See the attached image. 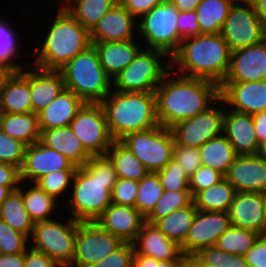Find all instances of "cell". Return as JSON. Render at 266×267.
I'll return each mask as SVG.
<instances>
[{
	"instance_id": "obj_1",
	"label": "cell",
	"mask_w": 266,
	"mask_h": 267,
	"mask_svg": "<svg viewBox=\"0 0 266 267\" xmlns=\"http://www.w3.org/2000/svg\"><path fill=\"white\" fill-rule=\"evenodd\" d=\"M173 69L175 68L171 66L155 89L158 122L166 128L206 111L210 106L216 105L220 98V86L217 83L178 76L175 72L171 73Z\"/></svg>"
},
{
	"instance_id": "obj_2",
	"label": "cell",
	"mask_w": 266,
	"mask_h": 267,
	"mask_svg": "<svg viewBox=\"0 0 266 267\" xmlns=\"http://www.w3.org/2000/svg\"><path fill=\"white\" fill-rule=\"evenodd\" d=\"M117 181L113 163L105 156H92L78 167L67 202L72 218L79 222L95 221L112 203L111 192Z\"/></svg>"
},
{
	"instance_id": "obj_3",
	"label": "cell",
	"mask_w": 266,
	"mask_h": 267,
	"mask_svg": "<svg viewBox=\"0 0 266 267\" xmlns=\"http://www.w3.org/2000/svg\"><path fill=\"white\" fill-rule=\"evenodd\" d=\"M230 59L231 50L221 33H201L181 40L170 65L179 68L172 71L178 75L210 80L220 86L228 74Z\"/></svg>"
},
{
	"instance_id": "obj_4",
	"label": "cell",
	"mask_w": 266,
	"mask_h": 267,
	"mask_svg": "<svg viewBox=\"0 0 266 267\" xmlns=\"http://www.w3.org/2000/svg\"><path fill=\"white\" fill-rule=\"evenodd\" d=\"M114 141L132 132L146 131L159 124L156 95L151 92H111L100 102Z\"/></svg>"
},
{
	"instance_id": "obj_5",
	"label": "cell",
	"mask_w": 266,
	"mask_h": 267,
	"mask_svg": "<svg viewBox=\"0 0 266 267\" xmlns=\"http://www.w3.org/2000/svg\"><path fill=\"white\" fill-rule=\"evenodd\" d=\"M52 24L44 34L41 47L34 51V66L59 70L91 45L90 32L76 21L62 6H58ZM50 25V26H49Z\"/></svg>"
},
{
	"instance_id": "obj_6",
	"label": "cell",
	"mask_w": 266,
	"mask_h": 267,
	"mask_svg": "<svg viewBox=\"0 0 266 267\" xmlns=\"http://www.w3.org/2000/svg\"><path fill=\"white\" fill-rule=\"evenodd\" d=\"M65 89L85 103H100L112 90V79L104 71L97 50L91 45L59 69Z\"/></svg>"
},
{
	"instance_id": "obj_7",
	"label": "cell",
	"mask_w": 266,
	"mask_h": 267,
	"mask_svg": "<svg viewBox=\"0 0 266 267\" xmlns=\"http://www.w3.org/2000/svg\"><path fill=\"white\" fill-rule=\"evenodd\" d=\"M166 57L168 58L160 50L141 49L135 59L113 78L112 89L119 92L155 91L165 74L171 69V65L161 63Z\"/></svg>"
},
{
	"instance_id": "obj_8",
	"label": "cell",
	"mask_w": 266,
	"mask_h": 267,
	"mask_svg": "<svg viewBox=\"0 0 266 267\" xmlns=\"http://www.w3.org/2000/svg\"><path fill=\"white\" fill-rule=\"evenodd\" d=\"M77 220L72 217L65 222L50 219L34 223L30 248L48 255L60 267H69L74 257Z\"/></svg>"
},
{
	"instance_id": "obj_9",
	"label": "cell",
	"mask_w": 266,
	"mask_h": 267,
	"mask_svg": "<svg viewBox=\"0 0 266 267\" xmlns=\"http://www.w3.org/2000/svg\"><path fill=\"white\" fill-rule=\"evenodd\" d=\"M178 10L166 0L137 20L139 37L147 42V49L164 52L170 58L179 49L182 38L177 30Z\"/></svg>"
},
{
	"instance_id": "obj_10",
	"label": "cell",
	"mask_w": 266,
	"mask_h": 267,
	"mask_svg": "<svg viewBox=\"0 0 266 267\" xmlns=\"http://www.w3.org/2000/svg\"><path fill=\"white\" fill-rule=\"evenodd\" d=\"M119 141L137 157L148 172L162 170L173 159L175 139L171 129L162 125L129 133Z\"/></svg>"
},
{
	"instance_id": "obj_11",
	"label": "cell",
	"mask_w": 266,
	"mask_h": 267,
	"mask_svg": "<svg viewBox=\"0 0 266 267\" xmlns=\"http://www.w3.org/2000/svg\"><path fill=\"white\" fill-rule=\"evenodd\" d=\"M221 35L232 52L262 42L266 39V27L253 4L233 3Z\"/></svg>"
},
{
	"instance_id": "obj_12",
	"label": "cell",
	"mask_w": 266,
	"mask_h": 267,
	"mask_svg": "<svg viewBox=\"0 0 266 267\" xmlns=\"http://www.w3.org/2000/svg\"><path fill=\"white\" fill-rule=\"evenodd\" d=\"M70 127L91 156H105L114 141L100 103H85Z\"/></svg>"
},
{
	"instance_id": "obj_13",
	"label": "cell",
	"mask_w": 266,
	"mask_h": 267,
	"mask_svg": "<svg viewBox=\"0 0 266 267\" xmlns=\"http://www.w3.org/2000/svg\"><path fill=\"white\" fill-rule=\"evenodd\" d=\"M123 242L95 221L78 222L74 257L69 267H90L111 254Z\"/></svg>"
},
{
	"instance_id": "obj_14",
	"label": "cell",
	"mask_w": 266,
	"mask_h": 267,
	"mask_svg": "<svg viewBox=\"0 0 266 267\" xmlns=\"http://www.w3.org/2000/svg\"><path fill=\"white\" fill-rule=\"evenodd\" d=\"M221 107L210 106L194 117L182 120L172 126L175 143L184 147L200 148L205 142L223 133V118L226 106L219 98Z\"/></svg>"
},
{
	"instance_id": "obj_15",
	"label": "cell",
	"mask_w": 266,
	"mask_h": 267,
	"mask_svg": "<svg viewBox=\"0 0 266 267\" xmlns=\"http://www.w3.org/2000/svg\"><path fill=\"white\" fill-rule=\"evenodd\" d=\"M231 226L228 212L198 211L193 219L185 242L183 254L196 255L203 248L216 245L218 238Z\"/></svg>"
},
{
	"instance_id": "obj_16",
	"label": "cell",
	"mask_w": 266,
	"mask_h": 267,
	"mask_svg": "<svg viewBox=\"0 0 266 267\" xmlns=\"http://www.w3.org/2000/svg\"><path fill=\"white\" fill-rule=\"evenodd\" d=\"M68 158L58 151L47 147L40 140L26 146L20 170V180L35 183L42 176L54 171L77 170ZM28 180V181H26Z\"/></svg>"
},
{
	"instance_id": "obj_17",
	"label": "cell",
	"mask_w": 266,
	"mask_h": 267,
	"mask_svg": "<svg viewBox=\"0 0 266 267\" xmlns=\"http://www.w3.org/2000/svg\"><path fill=\"white\" fill-rule=\"evenodd\" d=\"M220 98L226 108L253 115L266 111V80L252 82H222ZM231 106L233 108H231Z\"/></svg>"
},
{
	"instance_id": "obj_18",
	"label": "cell",
	"mask_w": 266,
	"mask_h": 267,
	"mask_svg": "<svg viewBox=\"0 0 266 267\" xmlns=\"http://www.w3.org/2000/svg\"><path fill=\"white\" fill-rule=\"evenodd\" d=\"M266 80V39L231 52L230 68L223 82Z\"/></svg>"
},
{
	"instance_id": "obj_19",
	"label": "cell",
	"mask_w": 266,
	"mask_h": 267,
	"mask_svg": "<svg viewBox=\"0 0 266 267\" xmlns=\"http://www.w3.org/2000/svg\"><path fill=\"white\" fill-rule=\"evenodd\" d=\"M137 20L118 2L89 31L91 43L134 40Z\"/></svg>"
},
{
	"instance_id": "obj_20",
	"label": "cell",
	"mask_w": 266,
	"mask_h": 267,
	"mask_svg": "<svg viewBox=\"0 0 266 267\" xmlns=\"http://www.w3.org/2000/svg\"><path fill=\"white\" fill-rule=\"evenodd\" d=\"M33 112L31 70L9 71L0 79V113Z\"/></svg>"
},
{
	"instance_id": "obj_21",
	"label": "cell",
	"mask_w": 266,
	"mask_h": 267,
	"mask_svg": "<svg viewBox=\"0 0 266 267\" xmlns=\"http://www.w3.org/2000/svg\"><path fill=\"white\" fill-rule=\"evenodd\" d=\"M95 222L122 242L133 243L145 222V217L135 207L111 203Z\"/></svg>"
},
{
	"instance_id": "obj_22",
	"label": "cell",
	"mask_w": 266,
	"mask_h": 267,
	"mask_svg": "<svg viewBox=\"0 0 266 267\" xmlns=\"http://www.w3.org/2000/svg\"><path fill=\"white\" fill-rule=\"evenodd\" d=\"M224 177L236 192L266 191V163L256 155H238Z\"/></svg>"
},
{
	"instance_id": "obj_23",
	"label": "cell",
	"mask_w": 266,
	"mask_h": 267,
	"mask_svg": "<svg viewBox=\"0 0 266 267\" xmlns=\"http://www.w3.org/2000/svg\"><path fill=\"white\" fill-rule=\"evenodd\" d=\"M231 226L266 235L264 199L262 193L236 192L229 209Z\"/></svg>"
},
{
	"instance_id": "obj_24",
	"label": "cell",
	"mask_w": 266,
	"mask_h": 267,
	"mask_svg": "<svg viewBox=\"0 0 266 267\" xmlns=\"http://www.w3.org/2000/svg\"><path fill=\"white\" fill-rule=\"evenodd\" d=\"M223 134L233 145L237 155H255L258 139L253 116L225 108Z\"/></svg>"
},
{
	"instance_id": "obj_25",
	"label": "cell",
	"mask_w": 266,
	"mask_h": 267,
	"mask_svg": "<svg viewBox=\"0 0 266 267\" xmlns=\"http://www.w3.org/2000/svg\"><path fill=\"white\" fill-rule=\"evenodd\" d=\"M133 245L138 254L154 257L159 261L187 258L178 243L168 239L155 224L146 221Z\"/></svg>"
},
{
	"instance_id": "obj_26",
	"label": "cell",
	"mask_w": 266,
	"mask_h": 267,
	"mask_svg": "<svg viewBox=\"0 0 266 267\" xmlns=\"http://www.w3.org/2000/svg\"><path fill=\"white\" fill-rule=\"evenodd\" d=\"M85 102L73 91L64 89L38 115L40 130L70 126Z\"/></svg>"
},
{
	"instance_id": "obj_27",
	"label": "cell",
	"mask_w": 266,
	"mask_h": 267,
	"mask_svg": "<svg viewBox=\"0 0 266 267\" xmlns=\"http://www.w3.org/2000/svg\"><path fill=\"white\" fill-rule=\"evenodd\" d=\"M136 42L137 39L92 43L98 52L101 66L112 80L135 59L141 47H144Z\"/></svg>"
},
{
	"instance_id": "obj_28",
	"label": "cell",
	"mask_w": 266,
	"mask_h": 267,
	"mask_svg": "<svg viewBox=\"0 0 266 267\" xmlns=\"http://www.w3.org/2000/svg\"><path fill=\"white\" fill-rule=\"evenodd\" d=\"M40 141L64 155L77 167L84 166L92 157L70 126L42 130Z\"/></svg>"
},
{
	"instance_id": "obj_29",
	"label": "cell",
	"mask_w": 266,
	"mask_h": 267,
	"mask_svg": "<svg viewBox=\"0 0 266 267\" xmlns=\"http://www.w3.org/2000/svg\"><path fill=\"white\" fill-rule=\"evenodd\" d=\"M34 67L31 69V101L33 112L38 114L65 89V85L59 70Z\"/></svg>"
},
{
	"instance_id": "obj_30",
	"label": "cell",
	"mask_w": 266,
	"mask_h": 267,
	"mask_svg": "<svg viewBox=\"0 0 266 267\" xmlns=\"http://www.w3.org/2000/svg\"><path fill=\"white\" fill-rule=\"evenodd\" d=\"M0 129L26 146L38 142L41 137L38 115L34 112L0 113Z\"/></svg>"
},
{
	"instance_id": "obj_31",
	"label": "cell",
	"mask_w": 266,
	"mask_h": 267,
	"mask_svg": "<svg viewBox=\"0 0 266 267\" xmlns=\"http://www.w3.org/2000/svg\"><path fill=\"white\" fill-rule=\"evenodd\" d=\"M199 152L203 166L216 169L224 175L238 156L223 133L205 142Z\"/></svg>"
},
{
	"instance_id": "obj_32",
	"label": "cell",
	"mask_w": 266,
	"mask_h": 267,
	"mask_svg": "<svg viewBox=\"0 0 266 267\" xmlns=\"http://www.w3.org/2000/svg\"><path fill=\"white\" fill-rule=\"evenodd\" d=\"M62 7L89 31L118 0H61ZM65 4V5H63Z\"/></svg>"
},
{
	"instance_id": "obj_33",
	"label": "cell",
	"mask_w": 266,
	"mask_h": 267,
	"mask_svg": "<svg viewBox=\"0 0 266 267\" xmlns=\"http://www.w3.org/2000/svg\"><path fill=\"white\" fill-rule=\"evenodd\" d=\"M20 182L18 191L22 194L24 206L33 223L42 222L52 219L50 216L54 213L55 208L58 207L59 201L53 196L43 191L37 184L29 183L32 186L28 190L22 188ZM50 217V218H49Z\"/></svg>"
},
{
	"instance_id": "obj_34",
	"label": "cell",
	"mask_w": 266,
	"mask_h": 267,
	"mask_svg": "<svg viewBox=\"0 0 266 267\" xmlns=\"http://www.w3.org/2000/svg\"><path fill=\"white\" fill-rule=\"evenodd\" d=\"M232 0H201L195 9L200 33H221Z\"/></svg>"
},
{
	"instance_id": "obj_35",
	"label": "cell",
	"mask_w": 266,
	"mask_h": 267,
	"mask_svg": "<svg viewBox=\"0 0 266 267\" xmlns=\"http://www.w3.org/2000/svg\"><path fill=\"white\" fill-rule=\"evenodd\" d=\"M235 193L234 187L224 178L219 183L199 191L193 197V203L198 211L229 212Z\"/></svg>"
},
{
	"instance_id": "obj_36",
	"label": "cell",
	"mask_w": 266,
	"mask_h": 267,
	"mask_svg": "<svg viewBox=\"0 0 266 267\" xmlns=\"http://www.w3.org/2000/svg\"><path fill=\"white\" fill-rule=\"evenodd\" d=\"M106 156L113 163L117 178L140 181L147 169L137 157L120 141H113Z\"/></svg>"
},
{
	"instance_id": "obj_37",
	"label": "cell",
	"mask_w": 266,
	"mask_h": 267,
	"mask_svg": "<svg viewBox=\"0 0 266 267\" xmlns=\"http://www.w3.org/2000/svg\"><path fill=\"white\" fill-rule=\"evenodd\" d=\"M196 213L197 209L192 203L188 207L176 209L166 217L159 219L155 225L168 239L181 246L188 236Z\"/></svg>"
},
{
	"instance_id": "obj_38",
	"label": "cell",
	"mask_w": 266,
	"mask_h": 267,
	"mask_svg": "<svg viewBox=\"0 0 266 267\" xmlns=\"http://www.w3.org/2000/svg\"><path fill=\"white\" fill-rule=\"evenodd\" d=\"M0 219L30 239L34 223L29 217L22 194L18 190L12 191L0 205Z\"/></svg>"
},
{
	"instance_id": "obj_39",
	"label": "cell",
	"mask_w": 266,
	"mask_h": 267,
	"mask_svg": "<svg viewBox=\"0 0 266 267\" xmlns=\"http://www.w3.org/2000/svg\"><path fill=\"white\" fill-rule=\"evenodd\" d=\"M16 33L10 24L0 18V66L6 71H21L24 67L15 59L21 56V48ZM20 52V53H19Z\"/></svg>"
},
{
	"instance_id": "obj_40",
	"label": "cell",
	"mask_w": 266,
	"mask_h": 267,
	"mask_svg": "<svg viewBox=\"0 0 266 267\" xmlns=\"http://www.w3.org/2000/svg\"><path fill=\"white\" fill-rule=\"evenodd\" d=\"M259 235L253 230L230 226L218 238L216 246L227 253L244 256Z\"/></svg>"
},
{
	"instance_id": "obj_41",
	"label": "cell",
	"mask_w": 266,
	"mask_h": 267,
	"mask_svg": "<svg viewBox=\"0 0 266 267\" xmlns=\"http://www.w3.org/2000/svg\"><path fill=\"white\" fill-rule=\"evenodd\" d=\"M193 203L191 191H166L163 190L162 196L156 203L153 210L145 217V221L155 224L174 212L176 209L188 207Z\"/></svg>"
},
{
	"instance_id": "obj_42",
	"label": "cell",
	"mask_w": 266,
	"mask_h": 267,
	"mask_svg": "<svg viewBox=\"0 0 266 267\" xmlns=\"http://www.w3.org/2000/svg\"><path fill=\"white\" fill-rule=\"evenodd\" d=\"M163 193V187L157 173L148 172L138 181L135 208L146 217L155 207Z\"/></svg>"
},
{
	"instance_id": "obj_43",
	"label": "cell",
	"mask_w": 266,
	"mask_h": 267,
	"mask_svg": "<svg viewBox=\"0 0 266 267\" xmlns=\"http://www.w3.org/2000/svg\"><path fill=\"white\" fill-rule=\"evenodd\" d=\"M76 170L54 171L39 178L37 184L43 191L53 196L56 200H61L63 193L71 190V185Z\"/></svg>"
},
{
	"instance_id": "obj_44",
	"label": "cell",
	"mask_w": 266,
	"mask_h": 267,
	"mask_svg": "<svg viewBox=\"0 0 266 267\" xmlns=\"http://www.w3.org/2000/svg\"><path fill=\"white\" fill-rule=\"evenodd\" d=\"M156 173L163 190L190 191L189 177L175 159H172L162 170Z\"/></svg>"
},
{
	"instance_id": "obj_45",
	"label": "cell",
	"mask_w": 266,
	"mask_h": 267,
	"mask_svg": "<svg viewBox=\"0 0 266 267\" xmlns=\"http://www.w3.org/2000/svg\"><path fill=\"white\" fill-rule=\"evenodd\" d=\"M29 238L0 219V254L25 253Z\"/></svg>"
},
{
	"instance_id": "obj_46",
	"label": "cell",
	"mask_w": 266,
	"mask_h": 267,
	"mask_svg": "<svg viewBox=\"0 0 266 267\" xmlns=\"http://www.w3.org/2000/svg\"><path fill=\"white\" fill-rule=\"evenodd\" d=\"M26 145L20 140L9 137L0 129V163H8L21 168Z\"/></svg>"
},
{
	"instance_id": "obj_47",
	"label": "cell",
	"mask_w": 266,
	"mask_h": 267,
	"mask_svg": "<svg viewBox=\"0 0 266 267\" xmlns=\"http://www.w3.org/2000/svg\"><path fill=\"white\" fill-rule=\"evenodd\" d=\"M224 178V174L220 171L201 165L189 178L192 196L194 197L199 191L219 183Z\"/></svg>"
},
{
	"instance_id": "obj_48",
	"label": "cell",
	"mask_w": 266,
	"mask_h": 267,
	"mask_svg": "<svg viewBox=\"0 0 266 267\" xmlns=\"http://www.w3.org/2000/svg\"><path fill=\"white\" fill-rule=\"evenodd\" d=\"M138 191V181L117 178L111 192L112 203L135 207Z\"/></svg>"
},
{
	"instance_id": "obj_49",
	"label": "cell",
	"mask_w": 266,
	"mask_h": 267,
	"mask_svg": "<svg viewBox=\"0 0 266 267\" xmlns=\"http://www.w3.org/2000/svg\"><path fill=\"white\" fill-rule=\"evenodd\" d=\"M133 256V243L123 242L111 254L90 267H132Z\"/></svg>"
},
{
	"instance_id": "obj_50",
	"label": "cell",
	"mask_w": 266,
	"mask_h": 267,
	"mask_svg": "<svg viewBox=\"0 0 266 267\" xmlns=\"http://www.w3.org/2000/svg\"><path fill=\"white\" fill-rule=\"evenodd\" d=\"M173 159L177 161L184 173L190 178L202 165L199 148L184 147L175 143Z\"/></svg>"
},
{
	"instance_id": "obj_51",
	"label": "cell",
	"mask_w": 266,
	"mask_h": 267,
	"mask_svg": "<svg viewBox=\"0 0 266 267\" xmlns=\"http://www.w3.org/2000/svg\"><path fill=\"white\" fill-rule=\"evenodd\" d=\"M177 30L182 40L201 34L199 25L197 23V16L195 10L188 12H178Z\"/></svg>"
},
{
	"instance_id": "obj_52",
	"label": "cell",
	"mask_w": 266,
	"mask_h": 267,
	"mask_svg": "<svg viewBox=\"0 0 266 267\" xmlns=\"http://www.w3.org/2000/svg\"><path fill=\"white\" fill-rule=\"evenodd\" d=\"M244 257L250 267H266V235H259Z\"/></svg>"
},
{
	"instance_id": "obj_53",
	"label": "cell",
	"mask_w": 266,
	"mask_h": 267,
	"mask_svg": "<svg viewBox=\"0 0 266 267\" xmlns=\"http://www.w3.org/2000/svg\"><path fill=\"white\" fill-rule=\"evenodd\" d=\"M165 1L166 0H118V2L136 19L141 18L152 8L162 4Z\"/></svg>"
},
{
	"instance_id": "obj_54",
	"label": "cell",
	"mask_w": 266,
	"mask_h": 267,
	"mask_svg": "<svg viewBox=\"0 0 266 267\" xmlns=\"http://www.w3.org/2000/svg\"><path fill=\"white\" fill-rule=\"evenodd\" d=\"M24 267H60L48 255L28 248L25 252Z\"/></svg>"
},
{
	"instance_id": "obj_55",
	"label": "cell",
	"mask_w": 266,
	"mask_h": 267,
	"mask_svg": "<svg viewBox=\"0 0 266 267\" xmlns=\"http://www.w3.org/2000/svg\"><path fill=\"white\" fill-rule=\"evenodd\" d=\"M20 170L18 167L8 164L0 163V184L5 186H19L20 185Z\"/></svg>"
},
{
	"instance_id": "obj_56",
	"label": "cell",
	"mask_w": 266,
	"mask_h": 267,
	"mask_svg": "<svg viewBox=\"0 0 266 267\" xmlns=\"http://www.w3.org/2000/svg\"><path fill=\"white\" fill-rule=\"evenodd\" d=\"M196 255L210 266L221 267L223 265V250L216 245L205 247Z\"/></svg>"
},
{
	"instance_id": "obj_57",
	"label": "cell",
	"mask_w": 266,
	"mask_h": 267,
	"mask_svg": "<svg viewBox=\"0 0 266 267\" xmlns=\"http://www.w3.org/2000/svg\"><path fill=\"white\" fill-rule=\"evenodd\" d=\"M25 253L0 254V267H24Z\"/></svg>"
},
{
	"instance_id": "obj_58",
	"label": "cell",
	"mask_w": 266,
	"mask_h": 267,
	"mask_svg": "<svg viewBox=\"0 0 266 267\" xmlns=\"http://www.w3.org/2000/svg\"><path fill=\"white\" fill-rule=\"evenodd\" d=\"M255 127V133L258 142L266 139V111L258 112L252 115Z\"/></svg>"
},
{
	"instance_id": "obj_59",
	"label": "cell",
	"mask_w": 266,
	"mask_h": 267,
	"mask_svg": "<svg viewBox=\"0 0 266 267\" xmlns=\"http://www.w3.org/2000/svg\"><path fill=\"white\" fill-rule=\"evenodd\" d=\"M223 265L221 267H250L244 256L230 254L223 251Z\"/></svg>"
},
{
	"instance_id": "obj_60",
	"label": "cell",
	"mask_w": 266,
	"mask_h": 267,
	"mask_svg": "<svg viewBox=\"0 0 266 267\" xmlns=\"http://www.w3.org/2000/svg\"><path fill=\"white\" fill-rule=\"evenodd\" d=\"M159 260L154 257H149L143 254H138L134 250L132 267H158Z\"/></svg>"
},
{
	"instance_id": "obj_61",
	"label": "cell",
	"mask_w": 266,
	"mask_h": 267,
	"mask_svg": "<svg viewBox=\"0 0 266 267\" xmlns=\"http://www.w3.org/2000/svg\"><path fill=\"white\" fill-rule=\"evenodd\" d=\"M178 10L183 12L194 11L201 3V0H169Z\"/></svg>"
},
{
	"instance_id": "obj_62",
	"label": "cell",
	"mask_w": 266,
	"mask_h": 267,
	"mask_svg": "<svg viewBox=\"0 0 266 267\" xmlns=\"http://www.w3.org/2000/svg\"><path fill=\"white\" fill-rule=\"evenodd\" d=\"M255 12L257 16L262 21L263 25L266 27V0H256L253 3Z\"/></svg>"
},
{
	"instance_id": "obj_63",
	"label": "cell",
	"mask_w": 266,
	"mask_h": 267,
	"mask_svg": "<svg viewBox=\"0 0 266 267\" xmlns=\"http://www.w3.org/2000/svg\"><path fill=\"white\" fill-rule=\"evenodd\" d=\"M19 186H5L0 184V205L7 199L12 191L18 190Z\"/></svg>"
},
{
	"instance_id": "obj_64",
	"label": "cell",
	"mask_w": 266,
	"mask_h": 267,
	"mask_svg": "<svg viewBox=\"0 0 266 267\" xmlns=\"http://www.w3.org/2000/svg\"><path fill=\"white\" fill-rule=\"evenodd\" d=\"M255 155L266 163V139L258 142V148Z\"/></svg>"
},
{
	"instance_id": "obj_65",
	"label": "cell",
	"mask_w": 266,
	"mask_h": 267,
	"mask_svg": "<svg viewBox=\"0 0 266 267\" xmlns=\"http://www.w3.org/2000/svg\"><path fill=\"white\" fill-rule=\"evenodd\" d=\"M185 259H171L159 261L158 267H178Z\"/></svg>"
},
{
	"instance_id": "obj_66",
	"label": "cell",
	"mask_w": 266,
	"mask_h": 267,
	"mask_svg": "<svg viewBox=\"0 0 266 267\" xmlns=\"http://www.w3.org/2000/svg\"><path fill=\"white\" fill-rule=\"evenodd\" d=\"M178 267H195V255L188 256Z\"/></svg>"
},
{
	"instance_id": "obj_67",
	"label": "cell",
	"mask_w": 266,
	"mask_h": 267,
	"mask_svg": "<svg viewBox=\"0 0 266 267\" xmlns=\"http://www.w3.org/2000/svg\"><path fill=\"white\" fill-rule=\"evenodd\" d=\"M195 267H214L204 263L197 255H195Z\"/></svg>"
},
{
	"instance_id": "obj_68",
	"label": "cell",
	"mask_w": 266,
	"mask_h": 267,
	"mask_svg": "<svg viewBox=\"0 0 266 267\" xmlns=\"http://www.w3.org/2000/svg\"><path fill=\"white\" fill-rule=\"evenodd\" d=\"M233 3L253 4L256 0H232Z\"/></svg>"
},
{
	"instance_id": "obj_69",
	"label": "cell",
	"mask_w": 266,
	"mask_h": 267,
	"mask_svg": "<svg viewBox=\"0 0 266 267\" xmlns=\"http://www.w3.org/2000/svg\"><path fill=\"white\" fill-rule=\"evenodd\" d=\"M264 199V212H265V220H266V191L262 193Z\"/></svg>"
},
{
	"instance_id": "obj_70",
	"label": "cell",
	"mask_w": 266,
	"mask_h": 267,
	"mask_svg": "<svg viewBox=\"0 0 266 267\" xmlns=\"http://www.w3.org/2000/svg\"><path fill=\"white\" fill-rule=\"evenodd\" d=\"M6 73V71L0 66V79Z\"/></svg>"
}]
</instances>
